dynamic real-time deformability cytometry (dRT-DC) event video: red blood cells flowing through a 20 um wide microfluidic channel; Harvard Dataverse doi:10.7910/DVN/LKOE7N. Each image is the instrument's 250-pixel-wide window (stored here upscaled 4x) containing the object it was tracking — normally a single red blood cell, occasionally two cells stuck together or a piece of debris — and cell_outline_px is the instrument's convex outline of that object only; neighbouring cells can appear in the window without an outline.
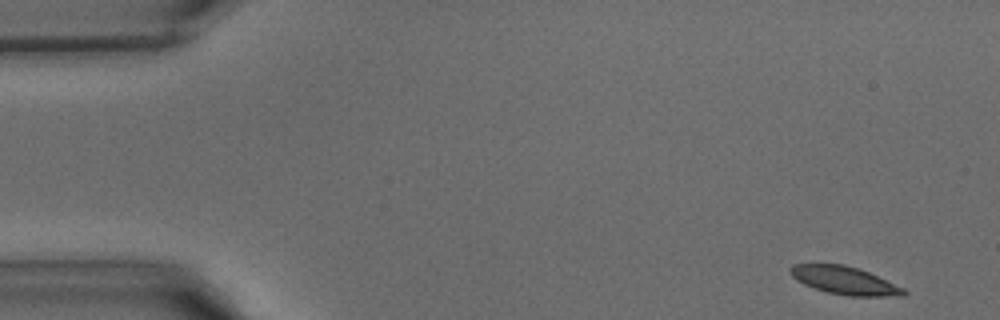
{"species": "common noctule bat (a hibernating species)", "species_latin": "Nyctalus noctula", "temperature_condition": "warm", "stored_images_in_passage": 40, "camera_frame_rate_fps": 3000, "um_per_image_px": 0.085, "animal": {"sex": "male", "body_mass_g": 15.6}, "frame": {"image": 1, "passage_image": 1, "time_ms": 0.0, "image_size_px": [1000, 320], "cell_outline_px": [[908, 292], [904, 296], [848, 296], [828, 292], [804, 284], [796, 280], [792, 276], [788, 268], [792, 264], [844, 264], [868, 272], [904, 288]], "centroid_in_image_um": [71.78, 23.84], "position_along_channel_um": 13.2, "area_um2": 18.32}}
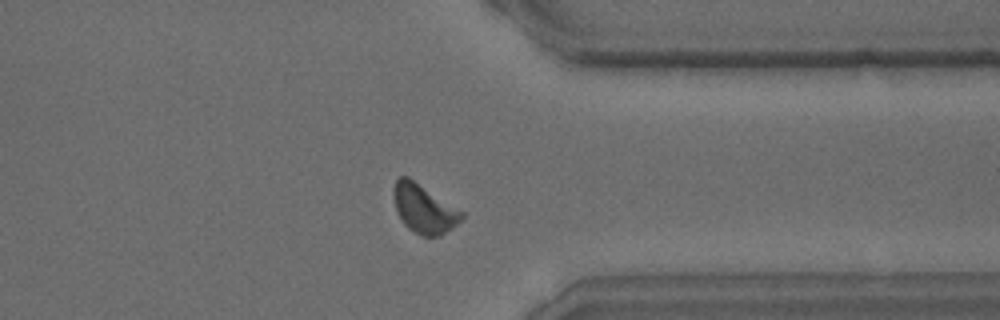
{"frame": {"image": 2, "passage_image": 31, "time_ms": 10.0, "image_size_px": [1000, 320], "cell_outline_px": [[464, 216], [452, 228], [440, 236], [420, 236], [408, 228], [404, 224], [396, 208], [392, 192], [396, 180], [400, 176], [408, 176], [464, 212]], "centroid_in_image_um": [36.03, 17.74], "position_along_channel_um": 375.4, "area_um2": 19.19}}
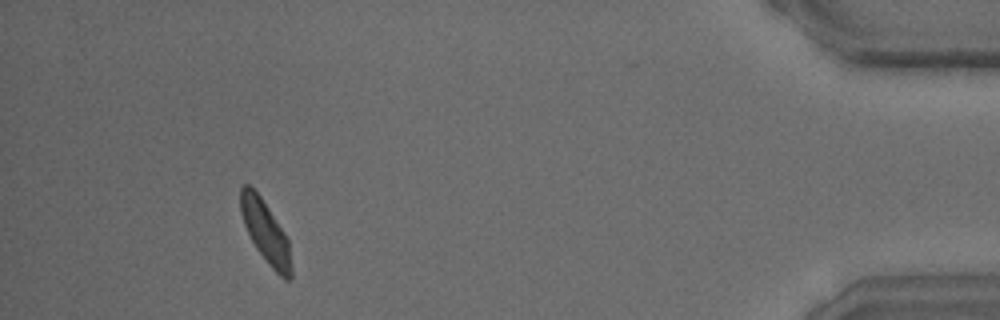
{"frame": {"image": 3, "passage_image": 37, "time_ms": 12.0, "image_size_px": [1000, 320], "cell_outline_px": [[292, 276], [288, 280], [284, 280], [268, 264], [256, 248], [244, 224], [240, 212], [240, 188], [244, 184], [248, 184], [260, 196], [284, 232], [288, 240], [292, 264]], "centroid_in_image_um": [22.58, 19.74], "position_along_channel_um": 412.6, "area_um2": 18.15}}